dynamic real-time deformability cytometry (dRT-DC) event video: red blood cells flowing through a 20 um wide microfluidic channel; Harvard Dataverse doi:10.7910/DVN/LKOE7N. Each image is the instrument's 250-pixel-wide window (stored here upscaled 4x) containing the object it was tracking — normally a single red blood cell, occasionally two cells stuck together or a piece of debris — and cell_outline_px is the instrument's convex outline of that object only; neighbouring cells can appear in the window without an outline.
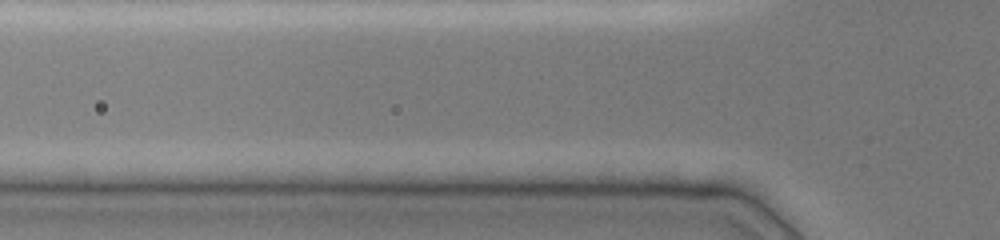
{"species": "common noctule bat (a hibernating species)", "species_latin": "Nyctalus noctula", "temperature_condition": "cold", "stored_images_in_passage": 2, "camera_frame_rate_fps": 3000, "um_per_image_px": 0.085, "animal": {"sex": "female", "body_mass_g": 19.0, "forearm_length_mm": 51.5}, "frame": {"image": 1, "passage_image": 2, "time_ms": 0.333, "image_size_px": [1000, 240], "cell_outline_px": [[712, 192], [692, 196], [544, 188], [556, 180], [624, 180]], "centroid_in_image_um": [52.94, 15.92], "position_along_channel_um": 72.9, "area_um2": 10.69}}